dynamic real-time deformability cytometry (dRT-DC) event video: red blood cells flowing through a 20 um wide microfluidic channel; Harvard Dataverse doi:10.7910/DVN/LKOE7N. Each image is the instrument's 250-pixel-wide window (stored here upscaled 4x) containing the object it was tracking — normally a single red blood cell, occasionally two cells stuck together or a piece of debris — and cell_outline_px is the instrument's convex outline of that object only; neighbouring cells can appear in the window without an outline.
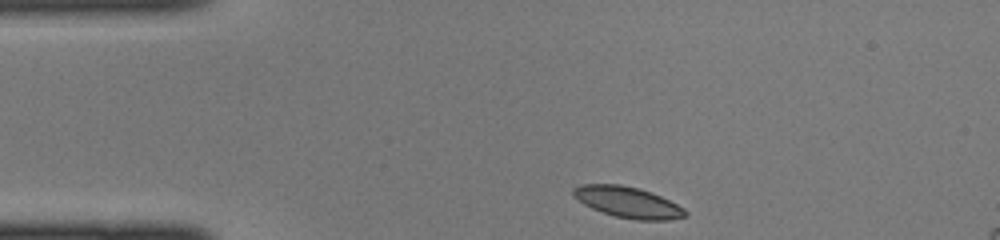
{"species": "common noctule bat (a hibernating species)", "species_latin": "Nyctalus noctula", "temperature_condition": "cold", "stored_images_in_passage": 37, "camera_frame_rate_fps": 3000, "um_per_image_px": 0.085, "animal": {"sex": "female", "body_mass_g": 22.0, "forearm_length_mm": 56.7}, "frame": {"image": 1, "passage_image": 1, "time_ms": 0.0, "image_size_px": [1000, 240], "cell_outline_px": [[688, 216], [668, 220], [636, 220], [616, 216], [592, 208], [584, 204], [572, 196], [572, 188], [580, 184], [620, 184], [640, 188], [652, 192], [684, 208], [688, 212]], "centroid_in_image_um": [53.36, 17.18], "position_along_channel_um": 31.6, "area_um2": 20.29}}
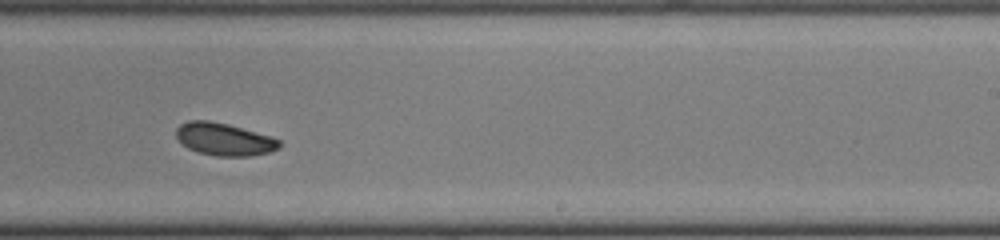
{"frame": {"image": 2, "passage_image": 20, "time_ms": 6.333, "image_size_px": [1000, 240], "cell_outline_px": [[280, 148], [272, 152], [252, 156], [216, 156], [200, 152], [188, 148], [180, 144], [176, 136], [176, 128], [180, 124], [188, 120], [208, 120], [228, 124], [272, 136], [280, 140]], "centroid_in_image_um": [19.06, 11.83], "position_along_channel_um": 269.9, "area_um2": 19.83}}
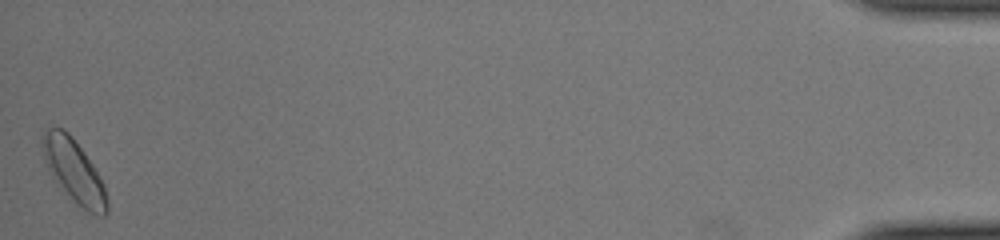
{"frame": {"image": 3, "passage_image": 37, "time_ms": 12.0, "image_size_px": [1000, 240], "cell_outline_px": [[108, 212], [104, 216], [96, 216], [88, 212], [76, 204], [60, 192], [44, 160], [44, 132], [48, 128], [60, 128], [68, 132], [72, 136], [84, 152], [92, 164], [104, 184], [108, 200]], "centroid_in_image_um": [6.32, 14.64], "position_along_channel_um": 428.9, "area_um2": 23.81}}